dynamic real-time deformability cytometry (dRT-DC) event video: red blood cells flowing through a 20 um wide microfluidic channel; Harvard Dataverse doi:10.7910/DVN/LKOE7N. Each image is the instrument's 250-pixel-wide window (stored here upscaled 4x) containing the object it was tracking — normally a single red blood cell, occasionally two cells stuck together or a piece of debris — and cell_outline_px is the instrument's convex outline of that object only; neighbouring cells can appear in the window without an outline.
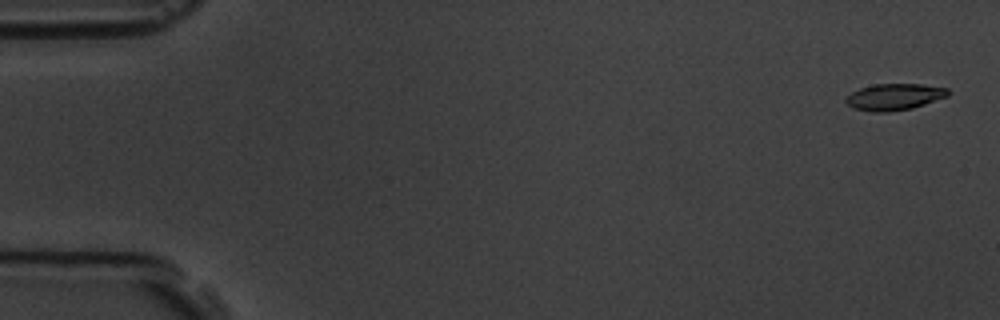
{"species": "common noctule bat (a hibernating species)", "species_latin": "Nyctalus noctula", "temperature_condition": "room temperature", "stored_images_in_passage": 12, "camera_frame_rate_fps": 3000, "um_per_image_px": 0.085, "animal": {"sex": "male", "body_mass_g": 19.5, "forearm_length_mm": 54.6}, "frame": {"image": 1, "passage_image": 2, "time_ms": 0.333, "image_size_px": [1000, 320], "cell_outline_px": [[952, 92], [948, 96], [912, 108], [888, 112], [872, 112], [852, 108], [844, 100], [852, 92], [860, 88], [872, 84], [920, 84], [948, 88]], "centroid_in_image_um": [76.02, 8.23], "position_along_channel_um": 9.0, "area_um2": 15.84}}